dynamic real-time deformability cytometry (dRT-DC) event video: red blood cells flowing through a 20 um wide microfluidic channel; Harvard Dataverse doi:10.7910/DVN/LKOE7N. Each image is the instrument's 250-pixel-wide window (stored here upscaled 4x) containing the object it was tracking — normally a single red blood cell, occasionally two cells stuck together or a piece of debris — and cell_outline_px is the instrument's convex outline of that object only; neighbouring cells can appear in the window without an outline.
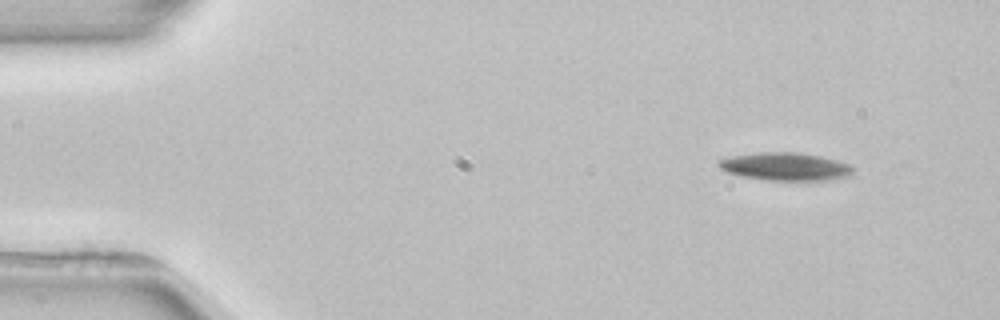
{"species": "common noctule bat (a hibernating species)", "species_latin": "Nyctalus noctula", "temperature_condition": "room temperature", "stored_images_in_passage": 4, "camera_frame_rate_fps": 3000, "um_per_image_px": 0.085, "animal": {"sex": "female", "body_mass_g": 22.7, "forearm_length_mm": 54.2}, "frame": {"image": 1, "passage_image": 1, "time_ms": 0.0, "image_size_px": [1000, 320], "cell_outline_px": [[856, 168], [848, 176], [828, 180], [768, 180], [744, 176], [728, 172], [720, 168], [716, 164], [716, 160], [732, 156], [760, 152], [796, 152], [820, 156], [852, 164]], "centroid_in_image_um": [66.78, 14.15], "position_along_channel_um": 18.2, "area_um2": 21.85}}
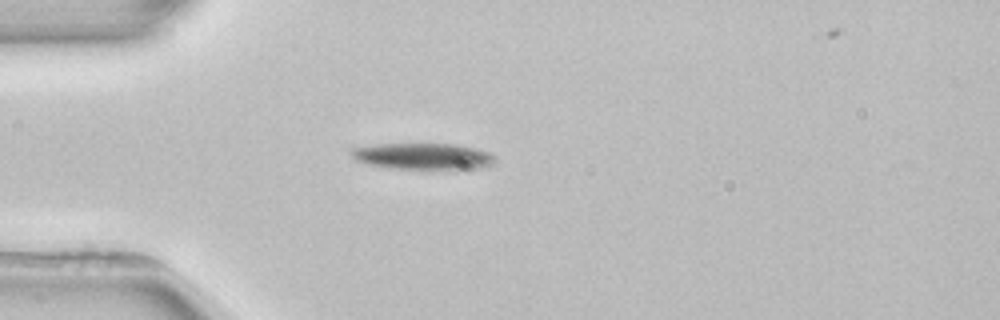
{"frame": {"image": 2, "passage_image": 3, "time_ms": 3.0, "image_size_px": [1000, 320], "cell_outline_px": [[496, 160], [492, 164], [476, 168], [448, 172], [392, 168], [364, 164], [356, 160], [348, 152], [352, 148], [380, 144], [456, 144], [476, 148], [488, 152], [496, 156]], "centroid_in_image_um": [36.0, 13.33], "position_along_channel_um": 49.0, "area_um2": 23.06}}